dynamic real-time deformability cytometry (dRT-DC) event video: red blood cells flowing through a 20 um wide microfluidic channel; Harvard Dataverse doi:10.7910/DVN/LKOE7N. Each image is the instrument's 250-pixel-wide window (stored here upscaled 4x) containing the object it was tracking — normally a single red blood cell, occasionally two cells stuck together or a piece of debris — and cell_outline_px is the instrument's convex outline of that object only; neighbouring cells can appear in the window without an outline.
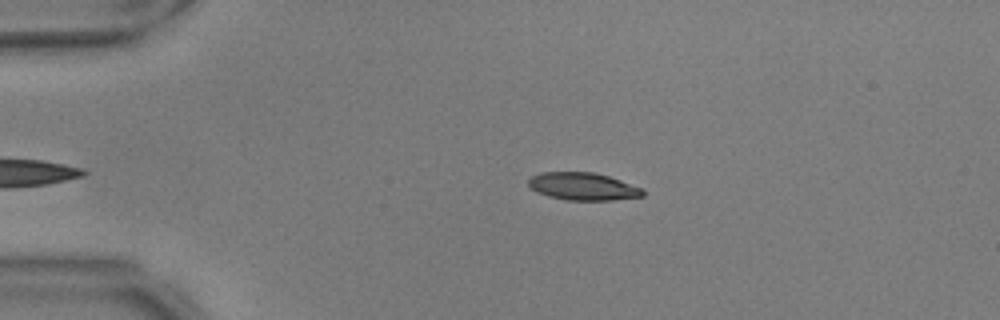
{"species": "common noctule bat (a hibernating species)", "species_latin": "Nyctalus noctula", "temperature_condition": "warm", "stored_images_in_passage": 39, "camera_frame_rate_fps": 3000, "um_per_image_px": 0.085, "animal": {"sex": "male", "body_mass_g": 17.9, "forearm_length_mm": 54.2}, "frame": {"image": 1, "passage_image": 3, "time_ms": 0.667, "image_size_px": [1000, 320], "cell_outline_px": [[644, 196], [612, 200], [564, 200], [548, 196], [536, 192], [528, 184], [528, 180], [532, 176], [540, 172], [596, 172], [644, 188]], "centroid_in_image_um": [49.56, 15.84], "position_along_channel_um": 35.4, "area_um2": 18.5}}
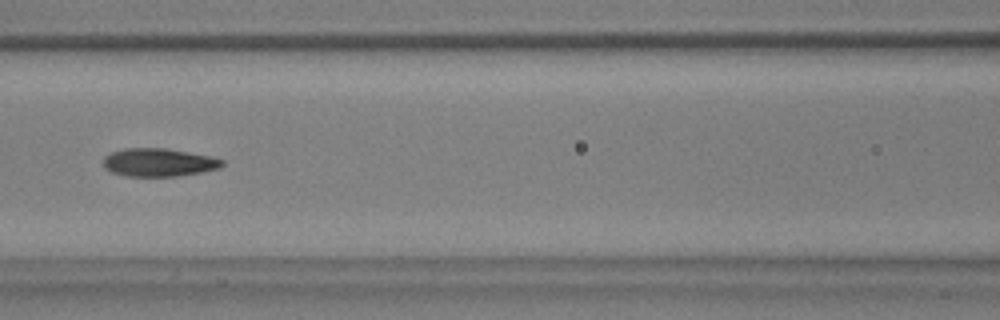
{"frame": {"image": 2, "passage_image": 16, "time_ms": 5.0, "image_size_px": [1000, 320], "cell_outline_px": [[224, 164], [220, 168], [200, 172], [176, 176], [124, 176], [112, 172], [104, 168], [104, 156], [112, 152], [124, 148], [164, 148], [212, 156], [224, 160]], "centroid_in_image_um": [13.49, 13.8], "position_along_channel_um": 153.1, "area_um2": 19.48}}
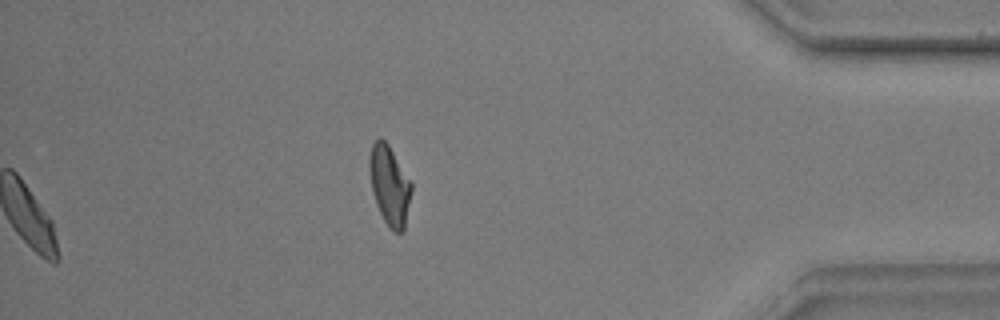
{"frame": {"image": 3, "passage_image": 39, "time_ms": 12.667, "image_size_px": [1000, 320], "cell_outline_px": [[412, 192], [404, 232], [392, 232], [388, 228], [376, 204], [372, 192], [368, 168], [368, 160], [372, 144], [380, 136], [388, 144], [412, 184]], "centroid_in_image_um": [33.1, 15.79], "position_along_channel_um": 402.1, "area_um2": 19.65}, "authors_computed_cell_mechanics": {"area_um2": 19.7098, "velocity_mm_per_s": 3.7268, "shape_relaxation_time_tau1_ms": 6.8685, "shape_relaxation_time_tau2_ms": 1.8012, "deformation_change_tau1": 0.2152, "deformation_change_tau2": 0.0913}}